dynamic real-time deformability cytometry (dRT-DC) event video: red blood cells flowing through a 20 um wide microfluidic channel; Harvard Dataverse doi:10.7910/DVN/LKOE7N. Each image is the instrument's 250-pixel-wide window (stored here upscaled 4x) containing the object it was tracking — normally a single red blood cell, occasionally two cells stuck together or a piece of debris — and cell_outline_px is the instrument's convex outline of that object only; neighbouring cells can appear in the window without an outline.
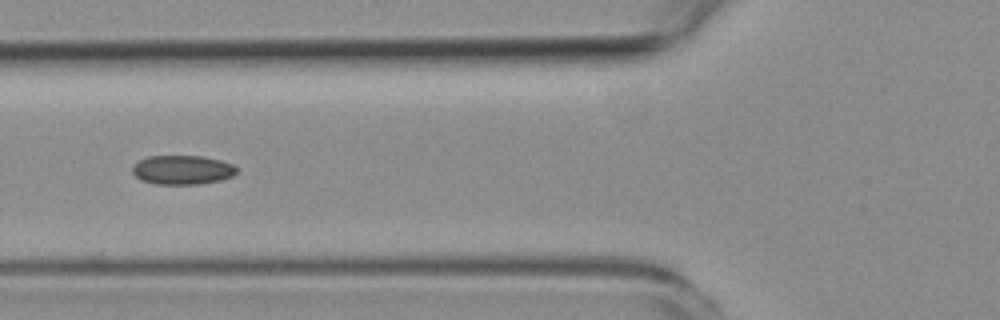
{"species": "common noctule bat (a hibernating species)", "species_latin": "Nyctalus noctula", "temperature_condition": "room temperature", "stored_images_in_passage": 8, "camera_frame_rate_fps": 3000, "um_per_image_px": 0.085, "animal": {"sex": "female", "body_mass_g": 19.3, "forearm_length_mm": 54.1}, "frame": {"image": 1, "passage_image": 5, "time_ms": 6.333, "image_size_px": [1000, 320], "cell_outline_px": [[240, 168], [232, 176], [220, 180], [200, 184], [156, 184], [140, 180], [132, 172], [132, 168], [140, 160], [148, 156], [200, 156], [220, 160], [232, 164]], "centroid_in_image_um": [15.52, 14.44], "position_along_channel_um": 110.3, "area_um2": 17.69}}
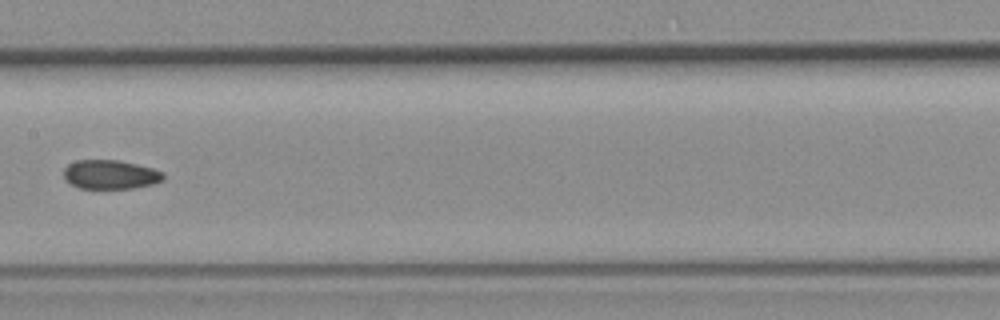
{"frame": {"image": 2, "passage_image": 7, "time_ms": 8.667, "image_size_px": [1000, 320], "cell_outline_px": [[164, 180], [152, 184], [132, 188], [80, 188], [64, 180], [64, 168], [68, 164], [76, 160], [120, 160], [152, 168], [164, 172]], "centroid_in_image_um": [9.38, 14.83], "position_along_channel_um": 198.0, "area_um2": 16.88}}
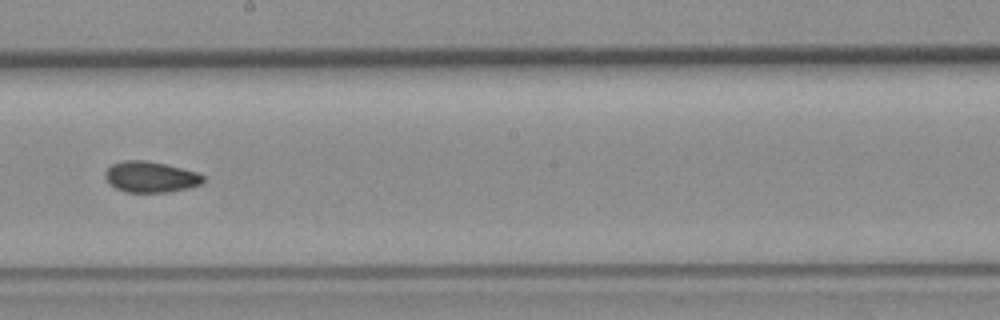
{"frame": {"image": 3, "passage_image": 8, "time_ms": 9.667, "image_size_px": [1000, 320], "cell_outline_px": [[204, 180], [200, 184], [188, 188], [168, 192], [128, 192], [116, 188], [108, 184], [104, 176], [104, 172], [112, 164], [124, 160], [144, 160], [164, 164], [196, 172], [204, 176]], "centroid_in_image_um": [12.76, 15.04], "position_along_channel_um": 235.4, "area_um2": 17.57}}